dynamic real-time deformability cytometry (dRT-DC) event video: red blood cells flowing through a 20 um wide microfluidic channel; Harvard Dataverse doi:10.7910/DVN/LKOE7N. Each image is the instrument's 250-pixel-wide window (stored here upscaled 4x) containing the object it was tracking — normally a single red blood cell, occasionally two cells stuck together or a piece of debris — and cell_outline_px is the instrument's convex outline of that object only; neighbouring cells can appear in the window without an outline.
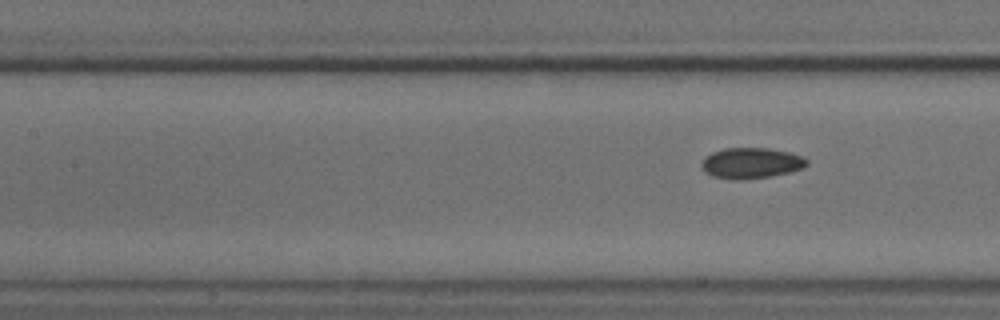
{"species": "common noctule bat (a hibernating species)", "species_latin": "Nyctalus noctula", "temperature_condition": "cold", "stored_images_in_passage": 8, "segment_of_instrument_passage": [2, 2], "camera_frame_rate_fps": 3000, "um_per_image_px": 0.085, "animal": {"sex": "male", "body_mass_g": 18.8}, "frame": {"image": 1, "passage_image": 8, "time_ms": 9.0, "image_size_px": [1000, 320], "cell_outline_px": [[808, 164], [804, 168], [772, 176], [740, 180], [732, 180], [712, 176], [704, 172], [700, 164], [712, 152], [724, 148], [768, 148], [788, 152], [800, 156], [808, 160]], "centroid_in_image_um": [63.83, 13.87], "position_along_channel_um": 143.6, "area_um2": 18.84}}